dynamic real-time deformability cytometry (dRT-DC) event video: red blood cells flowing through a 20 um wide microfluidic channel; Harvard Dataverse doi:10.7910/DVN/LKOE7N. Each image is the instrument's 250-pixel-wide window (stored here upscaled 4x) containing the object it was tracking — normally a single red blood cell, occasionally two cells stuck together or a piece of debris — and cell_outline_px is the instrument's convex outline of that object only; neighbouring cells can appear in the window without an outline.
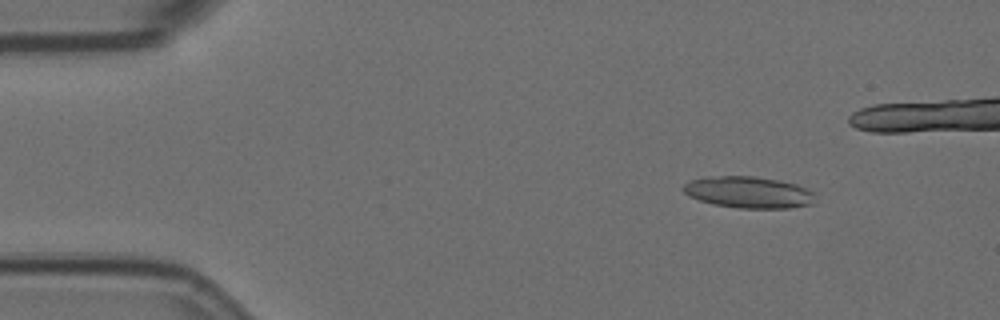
{"species": "Egyptian fruit bat (a non-hibernating species)", "species_latin": "Rousettus aegyptiacus", "temperature_condition": "room temperature", "stored_images_in_passage": 8, "camera_frame_rate_fps": 3000, "um_per_image_px": 0.085, "animal": {"sex": "female"}, "frame": {"image": 1, "passage_image": 2, "time_ms": 0.333, "image_size_px": [1000, 320], "cell_outline_px": [[816, 192], [812, 204], [788, 208], [740, 208], [716, 204], [700, 200], [688, 196], [680, 188], [684, 184], [692, 180], [704, 176], [752, 176], [780, 180], [796, 184]], "centroid_in_image_um": [63.63, 16.33], "position_along_channel_um": 21.4, "area_um2": 24.33}}